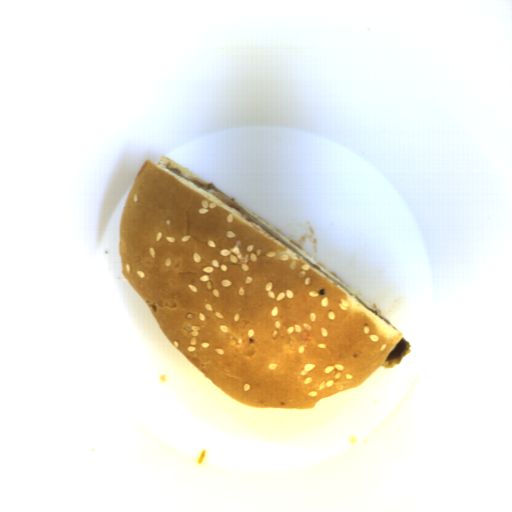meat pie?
I'll use <instances>...</instances> for the list:
<instances>
[{"label":"meat pie","mask_w":512,"mask_h":512,"mask_svg":"<svg viewBox=\"0 0 512 512\" xmlns=\"http://www.w3.org/2000/svg\"><path fill=\"white\" fill-rule=\"evenodd\" d=\"M164 168L167 169L168 171H170L171 173H173L174 175L182 176L183 178L188 180L193 186L214 195L215 197H217L218 199H220L221 201H223L224 203H226L227 205H229L230 207H232L239 213L246 216L248 219H250L256 225H258L260 228H262L264 231H266L268 234H270L272 237H274L276 240H278L280 243H282L284 246H286L288 249H290L292 252H294L296 255H298L300 258H302L304 261H306L308 264H310L312 267H314L316 270L321 272L323 275H325L327 278H329L331 281H333L335 284H337L339 287H341L343 290H345L347 293H349L351 296H353L355 299H357L359 302H361L363 305H365L367 308H369L371 311H373L365 303H363L356 296H354L351 292H349L346 288H344L337 281H335L332 277H330L327 273H325L318 265H316V264L312 263L310 260H308L305 256H303L300 252H298L295 248H293L289 243H287L284 239H282L279 235H277L273 230H271L268 226H266L263 222H261L253 214H251L248 210H246L243 206H241L235 198L228 195L226 192H224L218 186H216L215 184H213L211 182L201 181L196 178H188V177L182 175L181 170L178 169L177 167H169L166 165ZM373 312L375 314H377L375 311H373ZM377 315L379 317H381L379 314H377ZM382 319L385 320L384 318H382ZM387 323H389V322H387Z\"/></svg>","instance_id":"obj_1"},{"label":"meat pie","mask_w":512,"mask_h":512,"mask_svg":"<svg viewBox=\"0 0 512 512\" xmlns=\"http://www.w3.org/2000/svg\"><path fill=\"white\" fill-rule=\"evenodd\" d=\"M410 347V341L402 336L379 366L394 368L396 365H401L403 357L411 353Z\"/></svg>","instance_id":"obj_2"}]
</instances>
